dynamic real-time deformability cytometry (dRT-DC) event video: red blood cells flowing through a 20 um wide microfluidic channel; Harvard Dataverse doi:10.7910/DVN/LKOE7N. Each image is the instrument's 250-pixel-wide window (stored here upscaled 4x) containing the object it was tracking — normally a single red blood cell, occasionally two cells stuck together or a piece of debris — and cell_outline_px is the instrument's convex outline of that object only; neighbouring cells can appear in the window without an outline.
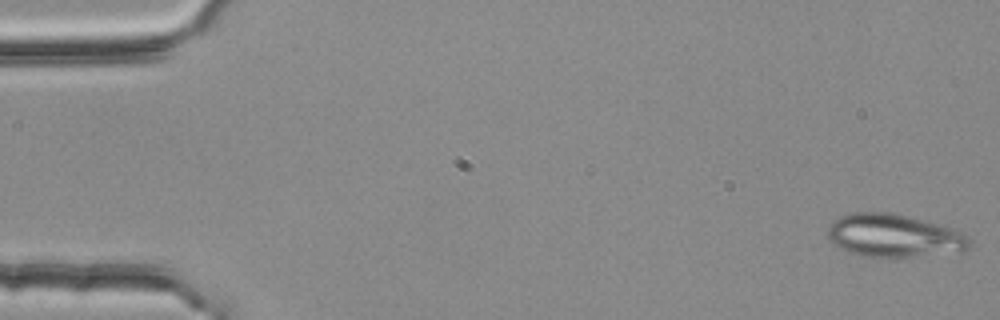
{"species": "common noctule bat (a hibernating species)", "species_latin": "Nyctalus noctula", "temperature_condition": "room temperature", "stored_images_in_passage": 53, "camera_frame_rate_fps": 3000, "um_per_image_px": 0.085, "animal": {"sex": "female", "body_mass_g": 25.1}, "frame": {"image": 1, "passage_image": 1, "time_ms": 0.0, "image_size_px": [1000, 320], "cell_outline_px": [[972, 244], [968, 248], [960, 252], [916, 256], [860, 256], [848, 252], [832, 244], [828, 236], [828, 228], [832, 220], [848, 212], [892, 212], [912, 216], [952, 228], [968, 236], [972, 240]], "centroid_in_image_um": [75.98, 20.01], "position_along_channel_um": 9.0, "area_um2": 35.89}}
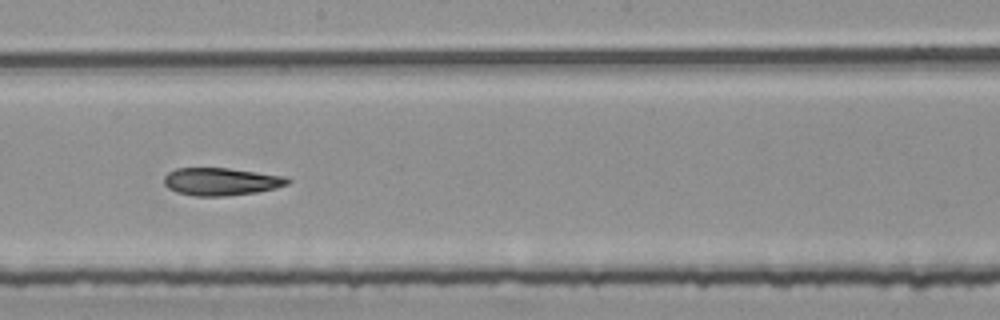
{"frame": {"image": 2, "passage_image": 30, "time_ms": 9.667, "image_size_px": [1000, 320], "cell_outline_px": [[292, 180], [288, 184], [276, 188], [256, 192], [224, 196], [196, 196], [176, 192], [168, 188], [164, 184], [164, 176], [168, 172], [176, 168], [228, 168], [284, 176]], "centroid_in_image_um": [18.78, 15.43], "position_along_channel_um": 229.4, "area_um2": 19.88}}
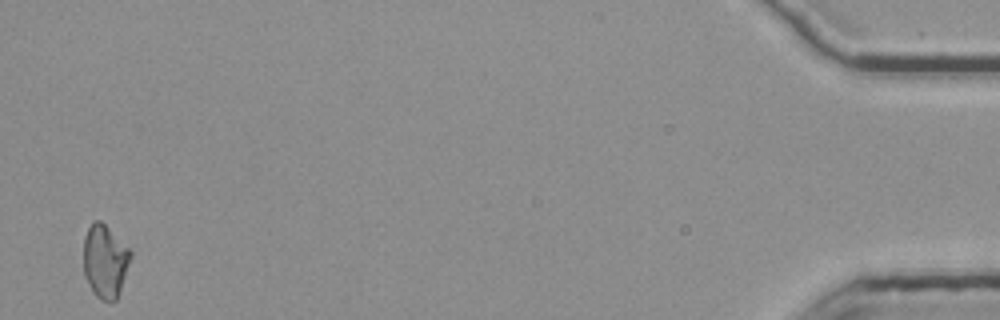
{"frame": {"image": 3, "passage_image": 53, "time_ms": 17.333, "image_size_px": [1000, 320], "cell_outline_px": [[132, 256], [116, 300], [100, 300], [96, 296], [88, 284], [84, 276], [84, 236], [88, 228], [96, 220], [100, 220], [132, 252]], "centroid_in_image_um": [8.91, 22.21], "position_along_channel_um": 426.3, "area_um2": 19.71}, "authors_computed_cell_mechanics": {"area_um2": 20.4034, "velocity_mm_per_s": 3.7836, "shape_relaxation_time_tau1_ms": null, "shape_relaxation_time_tau2_ms": 4.4512, "deformation_change_tau1": null, "deformation_change_tau2": 0.1205}}